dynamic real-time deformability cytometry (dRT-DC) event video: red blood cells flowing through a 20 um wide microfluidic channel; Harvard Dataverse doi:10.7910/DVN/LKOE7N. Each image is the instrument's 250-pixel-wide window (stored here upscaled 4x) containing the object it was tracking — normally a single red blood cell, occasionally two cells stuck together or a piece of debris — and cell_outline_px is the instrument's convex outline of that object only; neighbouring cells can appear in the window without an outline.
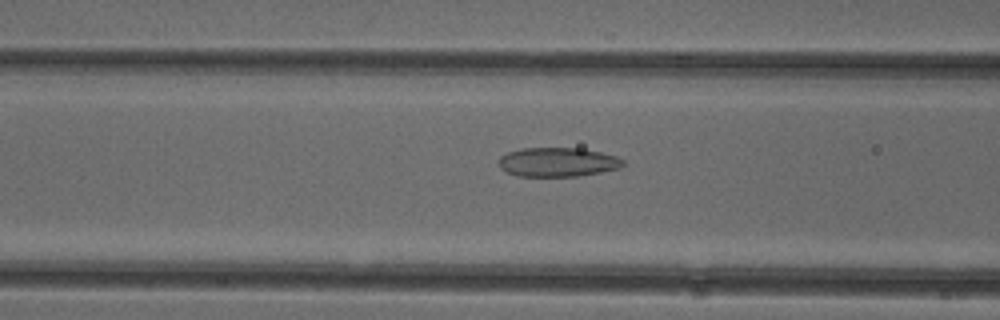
{"species": "common noctule bat (a hibernating species)", "species_latin": "Nyctalus noctula", "temperature_condition": "cold", "stored_images_in_passage": 34, "camera_frame_rate_fps": 3000, "um_per_image_px": 0.085, "animal": {"sex": "female"}, "frame": {"image": 1, "passage_image": 12, "time_ms": 3.667, "image_size_px": [1000, 320], "cell_outline_px": [[624, 164], [620, 168], [600, 172], [576, 176], [516, 176], [500, 168], [496, 164], [500, 156], [508, 152], [520, 148], [580, 148], [600, 152], [616, 156], [624, 160]], "centroid_in_image_um": [47.36, 13.77], "position_along_channel_um": 119.2, "area_um2": 21.21}}
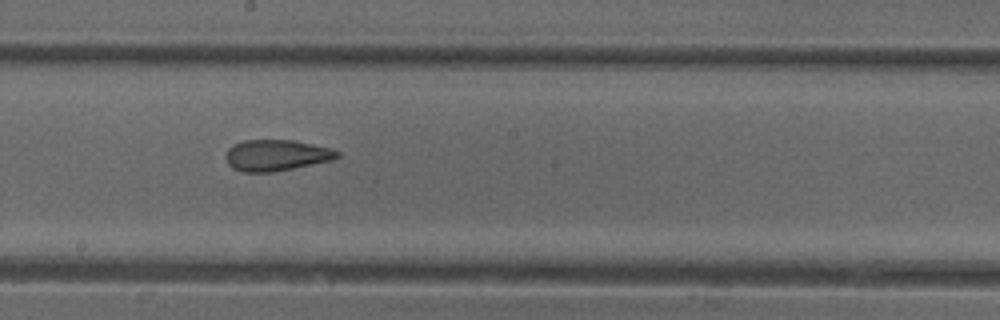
{"frame": {"image": 2, "passage_image": 20, "time_ms": 6.333, "image_size_px": [1000, 320], "cell_outline_px": [[340, 156], [332, 160], [272, 172], [244, 172], [232, 168], [228, 164], [224, 156], [228, 148], [244, 140], [292, 140], [312, 144], [328, 148], [340, 152]], "centroid_in_image_um": [23.45, 13.2], "position_along_channel_um": 224.7, "area_um2": 20.06}}
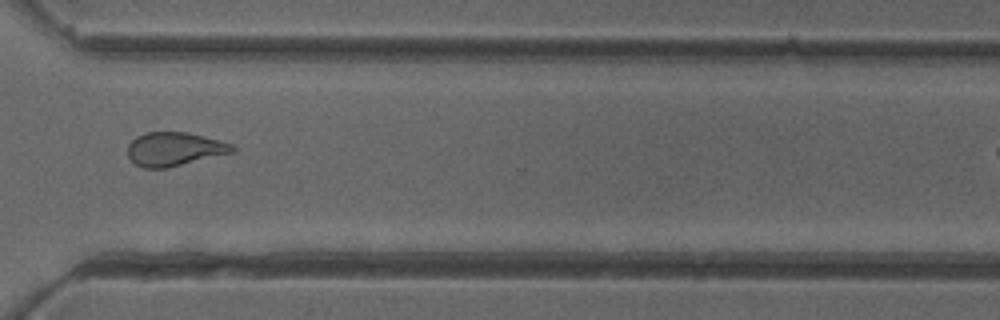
{"frame": {"image": 3, "passage_image": 30, "time_ms": 9.667, "image_size_px": [1000, 320], "cell_outline_px": [[236, 152], [164, 168], [144, 168], [136, 164], [128, 156], [128, 144], [136, 136], [148, 132], [188, 132], [220, 140], [232, 144], [236, 148]], "centroid_in_image_um": [14.85, 12.66], "position_along_channel_um": 355.8, "area_um2": 20.52}}